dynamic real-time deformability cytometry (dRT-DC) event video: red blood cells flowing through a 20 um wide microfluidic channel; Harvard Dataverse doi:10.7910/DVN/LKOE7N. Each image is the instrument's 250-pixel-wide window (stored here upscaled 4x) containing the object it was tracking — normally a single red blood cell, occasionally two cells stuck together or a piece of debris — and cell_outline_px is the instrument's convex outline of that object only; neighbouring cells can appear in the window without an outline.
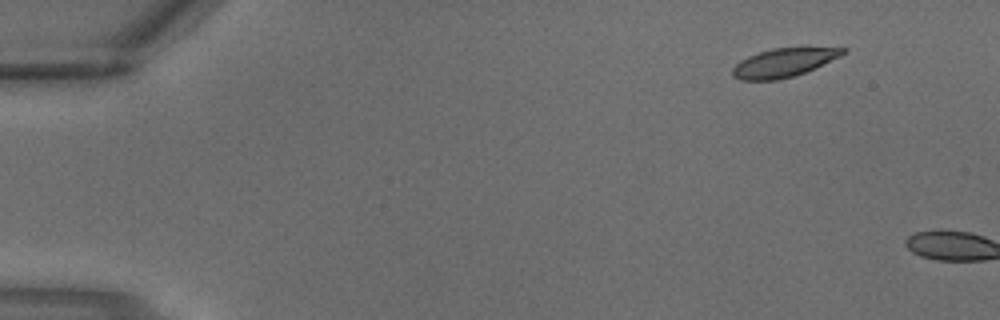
{"species": "common noctule bat (a hibernating species)", "species_latin": "Nyctalus noctula", "temperature_condition": "warm", "stored_images_in_passage": 2, "camera_frame_rate_fps": 3000, "um_per_image_px": 0.085, "animal": {"sex": "male", "body_mass_g": 18.8}, "frame": {"image": 1, "passage_image": 1, "time_ms": 0.0, "image_size_px": [1000, 320], "cell_outline_px": [[848, 52], [840, 56], [796, 76], [776, 80], [740, 80], [732, 76], [732, 68], [740, 60], [748, 56], [772, 48], [848, 48]], "centroid_in_image_um": [66.58, 5.34], "position_along_channel_um": 18.4, "area_um2": 18.26}}